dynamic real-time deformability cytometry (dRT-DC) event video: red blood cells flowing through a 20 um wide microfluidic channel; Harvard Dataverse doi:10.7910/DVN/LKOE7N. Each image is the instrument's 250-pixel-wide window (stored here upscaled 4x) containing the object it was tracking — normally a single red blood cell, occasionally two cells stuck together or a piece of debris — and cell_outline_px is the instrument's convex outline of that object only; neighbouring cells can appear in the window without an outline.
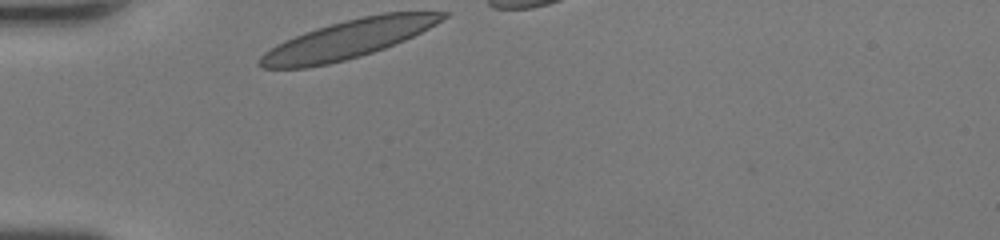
{"species": "human", "species_latin": "Homo sapiens", "temperature_condition": "room temperature", "stored_images_in_passage": 4, "camera_frame_rate_fps": 3000, "um_per_image_px": 0.085, "donor": {"sex": "female"}, "frame": {"image": 1, "passage_image": 1, "time_ms": 0.0, "image_size_px": [1000, 240], "cell_outline_px": [[452, 12], [448, 16], [436, 24], [404, 40], [384, 48], [360, 56], [328, 64], [304, 68], [260, 68], [256, 64], [260, 56], [264, 52], [276, 44], [284, 40], [304, 32], [316, 28], [364, 16], [384, 12]], "centroid_in_image_um": [29.54, 3.35], "position_along_channel_um": 55.5, "area_um2": 40.52}}